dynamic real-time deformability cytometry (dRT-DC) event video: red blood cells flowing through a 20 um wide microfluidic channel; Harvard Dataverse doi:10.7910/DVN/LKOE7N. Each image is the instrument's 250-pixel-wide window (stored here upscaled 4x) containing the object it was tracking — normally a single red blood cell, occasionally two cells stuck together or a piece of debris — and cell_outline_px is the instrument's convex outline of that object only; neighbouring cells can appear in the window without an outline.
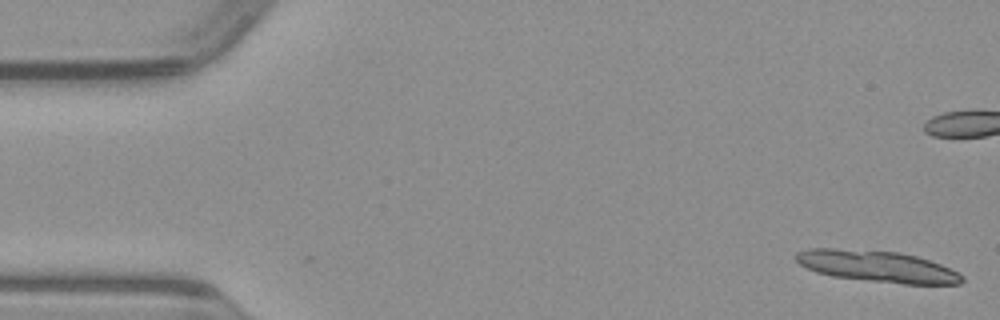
{"species": "common noctule bat (a hibernating species)", "species_latin": "Nyctalus noctula", "temperature_condition": "warm", "stored_images_in_passage": 12, "camera_frame_rate_fps": 3000, "um_per_image_px": 0.085, "animal": {"sex": "male", "body_mass_g": 23.1, "forearm_length_mm": 52.7}, "frame": {"image": 1, "passage_image": 1, "time_ms": 0.0, "image_size_px": [1000, 320], "cell_outline_px": [[964, 280], [960, 284], [904, 284], [832, 276], [816, 272], [800, 264], [796, 260], [796, 252], [808, 248], [836, 248], [900, 252], [916, 256], [940, 264], [964, 276]], "centroid_in_image_um": [74.55, 22.63], "position_along_channel_um": 10.5, "area_um2": 30.23}}